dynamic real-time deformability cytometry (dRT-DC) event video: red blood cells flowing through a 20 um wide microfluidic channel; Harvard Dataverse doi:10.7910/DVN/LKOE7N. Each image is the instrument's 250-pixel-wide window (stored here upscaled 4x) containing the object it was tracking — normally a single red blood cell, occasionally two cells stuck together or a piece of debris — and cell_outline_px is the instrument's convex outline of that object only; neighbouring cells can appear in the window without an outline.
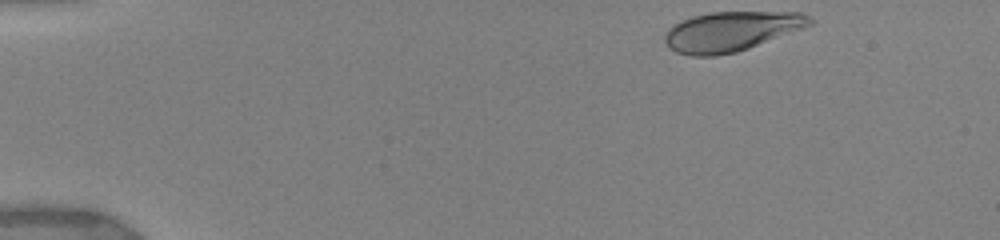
{"species": "human", "species_latin": "Homo sapiens", "temperature_condition": "warm", "stored_images_in_passage": 21, "camera_frame_rate_fps": 3000, "um_per_image_px": 0.085, "donor": {"sex": "female"}, "frame": {"image": 1, "passage_image": 1, "time_ms": 0.0, "image_size_px": [1000, 240], "cell_outline_px": [[812, 24], [804, 28], [748, 48], [736, 52], [716, 56], [692, 56], [676, 52], [668, 48], [664, 40], [664, 36], [668, 28], [680, 20], [692, 16], [708, 12], [800, 12], [812, 16]], "centroid_in_image_um": [62.12, 2.66], "position_along_channel_um": 22.9, "area_um2": 33.76}}
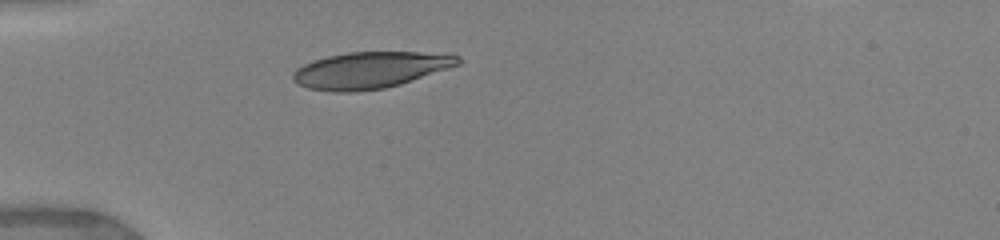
{"frame": {"image": 2, "passage_image": 18, "time_ms": 3.0, "image_size_px": [1000, 240], "cell_outline_px": [[460, 64], [400, 84], [384, 88], [356, 92], [332, 92], [308, 88], [292, 80], [292, 72], [296, 68], [312, 60], [328, 56], [348, 52], [452, 52], [460, 56]], "centroid_in_image_um": [31.48, 5.94], "position_along_channel_um": 53.5, "area_um2": 35.37}}